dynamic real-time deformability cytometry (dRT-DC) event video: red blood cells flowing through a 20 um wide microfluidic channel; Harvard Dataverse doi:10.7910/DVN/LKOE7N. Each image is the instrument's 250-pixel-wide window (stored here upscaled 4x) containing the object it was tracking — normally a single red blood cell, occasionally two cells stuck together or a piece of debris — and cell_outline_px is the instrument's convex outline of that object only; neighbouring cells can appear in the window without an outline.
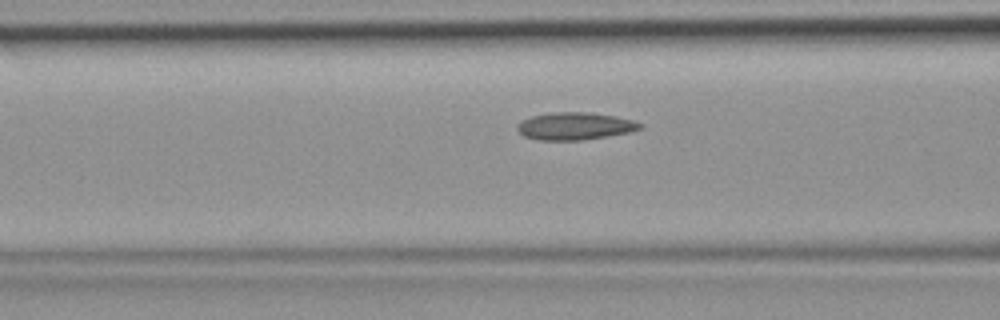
{"species": "common noctule bat (a hibernating species)", "species_latin": "Nyctalus noctula", "temperature_condition": "room temperature", "stored_images_in_passage": 35, "camera_frame_rate_fps": 3000, "um_per_image_px": 0.085, "animal": {"sex": "female", "body_mass_g": 19.9}, "frame": {"image": 1, "passage_image": 16, "time_ms": 5.0, "image_size_px": [1000, 320], "cell_outline_px": [[644, 128], [628, 132], [608, 136], [580, 140], [540, 140], [524, 136], [516, 128], [516, 124], [532, 116], [552, 112], [588, 112], [616, 116], [632, 120], [644, 124]], "centroid_in_image_um": [48.89, 10.71], "position_along_channel_um": 117.7, "area_um2": 19.59}}